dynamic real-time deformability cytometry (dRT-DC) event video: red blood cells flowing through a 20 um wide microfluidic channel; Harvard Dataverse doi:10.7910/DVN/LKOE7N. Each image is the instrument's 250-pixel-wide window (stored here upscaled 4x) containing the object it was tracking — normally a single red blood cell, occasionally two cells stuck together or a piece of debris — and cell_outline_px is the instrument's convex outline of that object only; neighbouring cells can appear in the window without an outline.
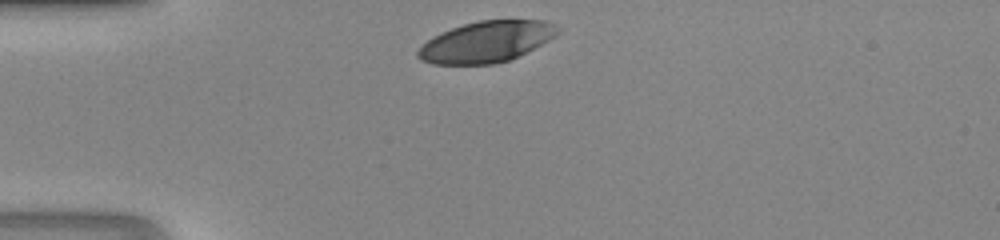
{"species": "human", "species_latin": "Homo sapiens", "temperature_condition": "room temperature", "stored_images_in_passage": 26, "camera_frame_rate_fps": 3000, "um_per_image_px": 0.085, "donor": {"sex": "male"}, "frame": {"image": 1, "passage_image": 1, "time_ms": 0.0, "image_size_px": [1000, 240], "cell_outline_px": [[560, 32], [556, 36], [508, 60], [492, 64], [432, 64], [420, 60], [416, 56], [416, 52], [428, 40], [452, 28], [464, 24], [480, 20], [544, 20], [560, 28]], "centroid_in_image_um": [41.33, 3.55], "position_along_channel_um": 43.7, "area_um2": 32.89}}
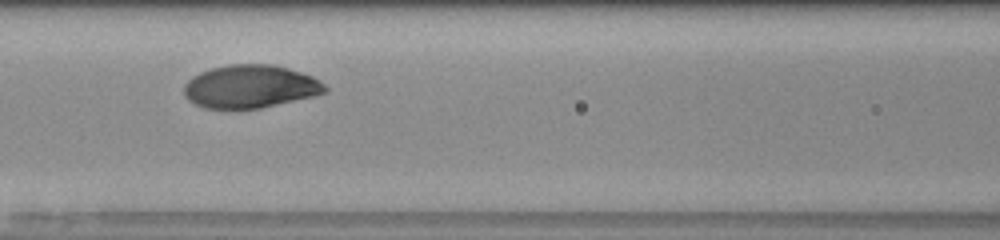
{"frame": {"image": 2, "passage_image": 10, "time_ms": 3.0, "image_size_px": [1000, 240], "cell_outline_px": [[328, 92], [316, 96], [260, 108], [204, 108], [188, 100], [184, 96], [184, 84], [192, 76], [200, 72], [212, 68], [228, 64], [272, 64], [288, 68], [312, 76], [320, 80], [328, 88]], "centroid_in_image_um": [21.29, 7.35], "position_along_channel_um": 145.3, "area_um2": 35.55}}
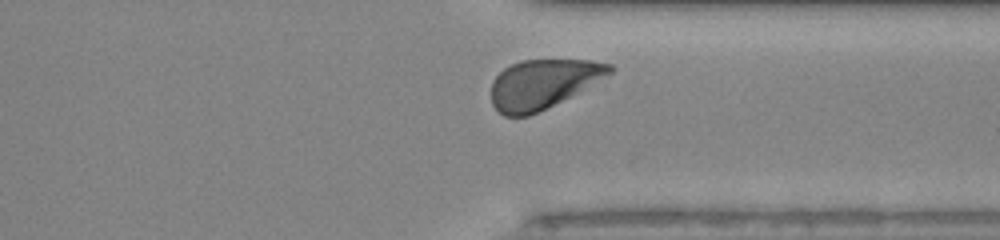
{"frame": {"image": 3, "passage_image": 25, "time_ms": 8.0, "image_size_px": [1000, 240], "cell_outline_px": [[616, 68], [608, 76], [528, 116], [504, 116], [492, 104], [492, 80], [504, 68], [520, 60], [592, 60], [612, 64]], "centroid_in_image_um": [46.15, 7.1], "position_along_channel_um": 365.2, "area_um2": 33.41}}